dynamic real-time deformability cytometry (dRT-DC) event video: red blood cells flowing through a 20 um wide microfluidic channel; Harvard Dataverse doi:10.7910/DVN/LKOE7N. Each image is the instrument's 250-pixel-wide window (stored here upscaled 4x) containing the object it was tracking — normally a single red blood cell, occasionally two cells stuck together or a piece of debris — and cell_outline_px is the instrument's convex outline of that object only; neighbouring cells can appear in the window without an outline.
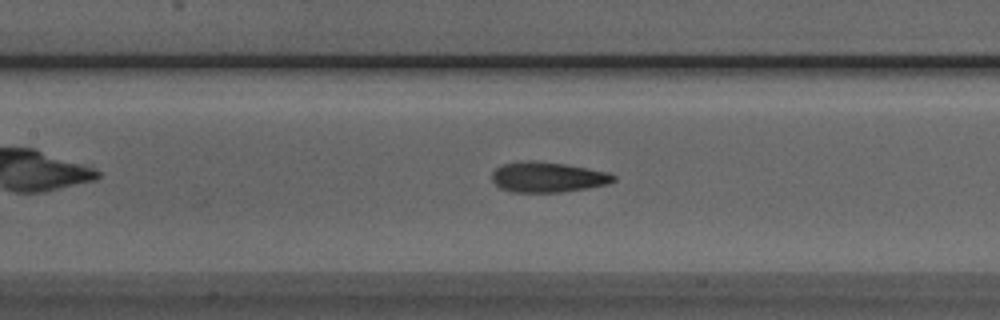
{"species": "Egyptian fruit bat (a non-hibernating species)", "species_latin": "Rousettus aegyptiacus", "temperature_condition": "room temperature", "stored_images_in_passage": 44, "camera_frame_rate_fps": 3000, "um_per_image_px": 0.085, "animal": {"sex": "male"}, "frame": {"image": 1, "passage_image": 15, "time_ms": 4.667, "image_size_px": [1000, 320], "cell_outline_px": [[616, 180], [608, 184], [588, 188], [560, 192], [512, 192], [500, 188], [492, 180], [492, 172], [496, 168], [504, 164], [528, 160], [532, 160], [564, 164], [588, 168], [608, 172], [616, 176]], "centroid_in_image_um": [46.57, 15.06], "position_along_channel_um": 160.8, "area_um2": 21.44}}
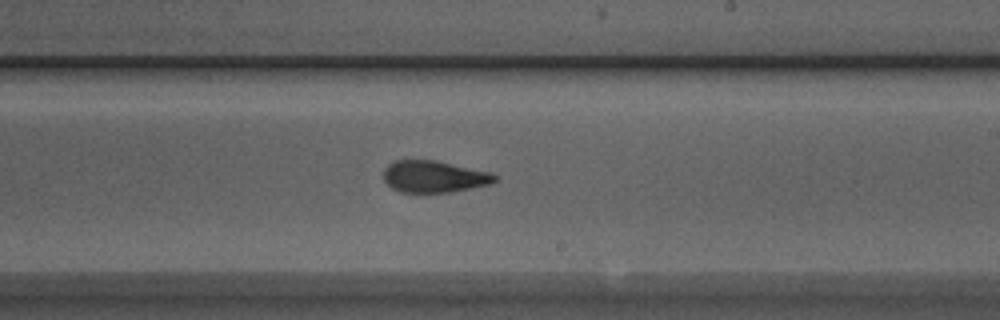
{"frame": {"image": 2, "passage_image": 22, "time_ms": 7.0, "image_size_px": [1000, 320], "cell_outline_px": [[496, 180], [492, 184], [472, 188], [448, 192], [400, 192], [392, 188], [384, 180], [384, 168], [388, 164], [396, 160], [436, 160], [492, 172], [496, 176]], "centroid_in_image_um": [36.91, 15.0], "position_along_channel_um": 252.1, "area_um2": 20.69}}
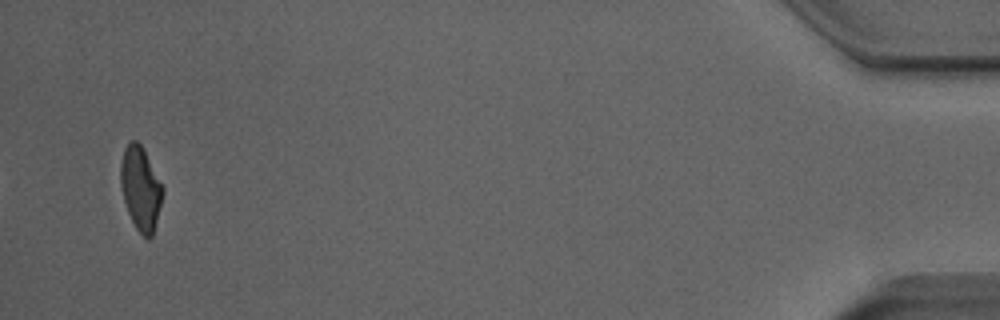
{"frame": {"image": 3, "passage_image": 42, "time_ms": 13.667, "image_size_px": [1000, 320], "cell_outline_px": [[164, 192], [152, 236], [148, 240], [136, 228], [128, 212], [124, 200], [120, 184], [120, 164], [124, 148], [132, 140], [136, 140], [140, 144], [164, 188]], "centroid_in_image_um": [11.94, 16.02], "position_along_channel_um": 423.3, "area_um2": 20.17}, "authors_computed_cell_mechanics": {"area_um2": 21.2704, "velocity_mm_per_s": 3.9234, "shape_relaxation_time_tau1_ms": 6.1118, "shape_relaxation_time_tau2_ms": 1.6529, "deformation_change_tau1": 0.1954, "deformation_change_tau2": 0.0882}}